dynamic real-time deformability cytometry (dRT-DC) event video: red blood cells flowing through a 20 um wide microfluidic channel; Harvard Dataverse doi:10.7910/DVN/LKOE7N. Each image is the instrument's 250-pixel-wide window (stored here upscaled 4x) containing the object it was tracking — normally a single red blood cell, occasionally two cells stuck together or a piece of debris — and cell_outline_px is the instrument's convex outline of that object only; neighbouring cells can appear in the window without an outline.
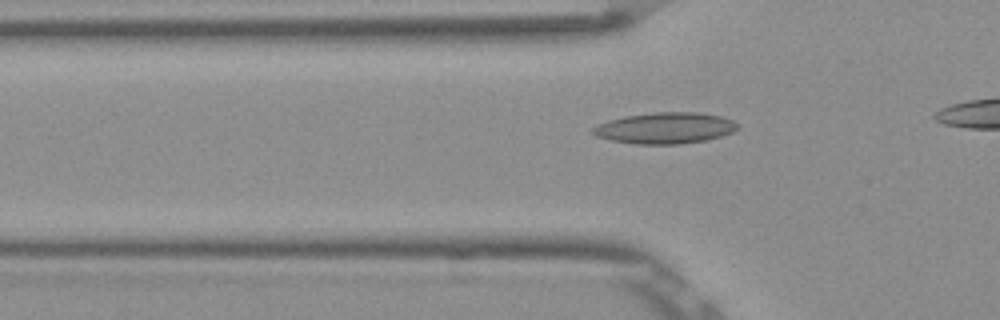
{"species": "Egyptian fruit bat (a non-hibernating species)", "species_latin": "Rousettus aegyptiacus", "temperature_condition": "room temperature", "stored_images_in_passage": 27, "camera_frame_rate_fps": 3000, "um_per_image_px": 0.085, "frame": {"image": 1, "passage_image": 8, "time_ms": 2.333, "image_size_px": [1000, 320], "cell_outline_px": [[736, 128], [732, 132], [708, 140], [676, 144], [636, 144], [612, 140], [596, 136], [588, 132], [596, 124], [608, 120], [624, 116], [652, 112], [700, 112], [720, 116], [732, 120], [736, 124]], "centroid_in_image_um": [56.46, 10.88], "position_along_channel_um": 69.3, "area_um2": 26.36}}
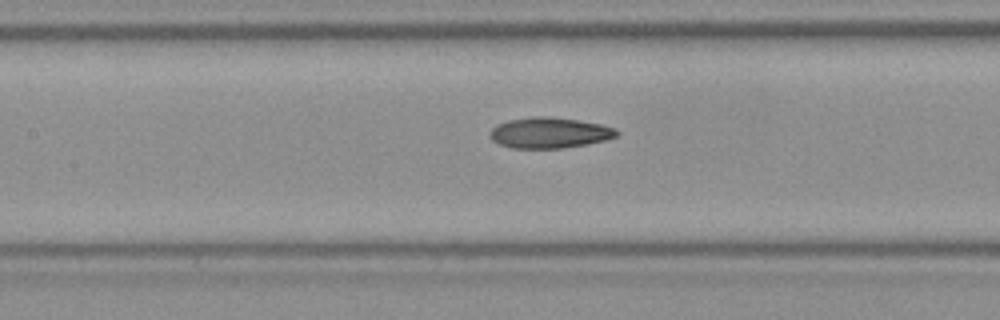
{"frame": {"image": 2, "passage_image": 15, "time_ms": 4.667, "image_size_px": [1000, 320], "cell_outline_px": [[620, 132], [616, 136], [604, 140], [584, 144], [560, 148], [512, 148], [500, 144], [492, 140], [488, 136], [488, 132], [496, 124], [508, 120], [532, 116], [544, 116], [576, 120], [600, 124], [616, 128]], "centroid_in_image_um": [46.65, 11.28], "position_along_channel_um": 160.8, "area_um2": 22.6}}
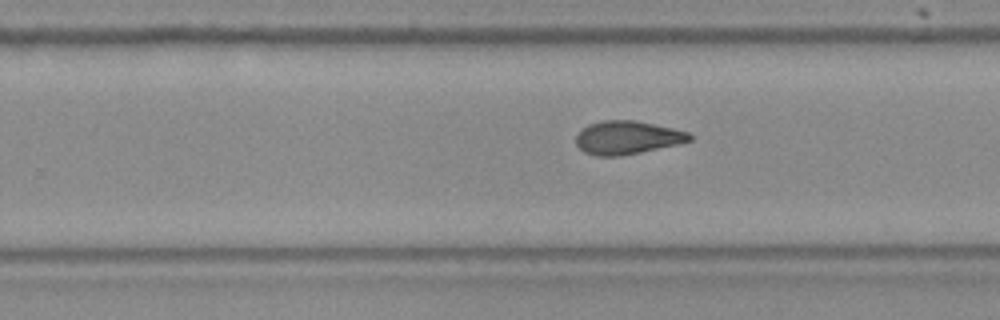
{"frame": {"image": 3, "passage_image": 24, "time_ms": 7.667, "image_size_px": [1000, 320], "cell_outline_px": [[692, 140], [680, 144], [620, 156], [596, 156], [584, 152], [576, 144], [576, 136], [588, 124], [604, 120], [636, 120], [672, 128], [688, 132], [692, 136]], "centroid_in_image_um": [53.33, 11.7], "position_along_channel_um": 276.5, "area_um2": 22.02}}